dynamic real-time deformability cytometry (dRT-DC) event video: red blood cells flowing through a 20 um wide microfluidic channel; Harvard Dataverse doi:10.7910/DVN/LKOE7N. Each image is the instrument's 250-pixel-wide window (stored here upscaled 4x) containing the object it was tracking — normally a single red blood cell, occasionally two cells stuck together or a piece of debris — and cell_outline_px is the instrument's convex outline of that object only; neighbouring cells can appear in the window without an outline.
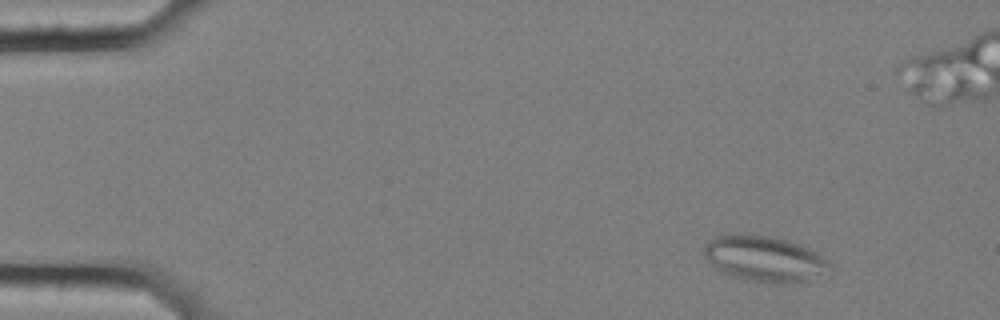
{"species": "common noctule bat (a hibernating species)", "species_latin": "Nyctalus noctula", "temperature_condition": "cold", "stored_images_in_passage": 14, "camera_frame_rate_fps": 3000, "um_per_image_px": 0.085, "animal": {"sex": "female", "body_mass_g": 25.1}, "frame": {"image": 1, "passage_image": 5, "time_ms": 1.333, "image_size_px": [1000, 320], "cell_outline_px": [[832, 268], [808, 280], [788, 284], [772, 284], [744, 280], [724, 272], [716, 268], [708, 260], [704, 252], [704, 244], [708, 240], [720, 236], [736, 232], [768, 236], [784, 240], [808, 248], [824, 256], [832, 264]], "centroid_in_image_um": [64.98, 22.0], "position_along_channel_um": 20.0, "area_um2": 33.52}}